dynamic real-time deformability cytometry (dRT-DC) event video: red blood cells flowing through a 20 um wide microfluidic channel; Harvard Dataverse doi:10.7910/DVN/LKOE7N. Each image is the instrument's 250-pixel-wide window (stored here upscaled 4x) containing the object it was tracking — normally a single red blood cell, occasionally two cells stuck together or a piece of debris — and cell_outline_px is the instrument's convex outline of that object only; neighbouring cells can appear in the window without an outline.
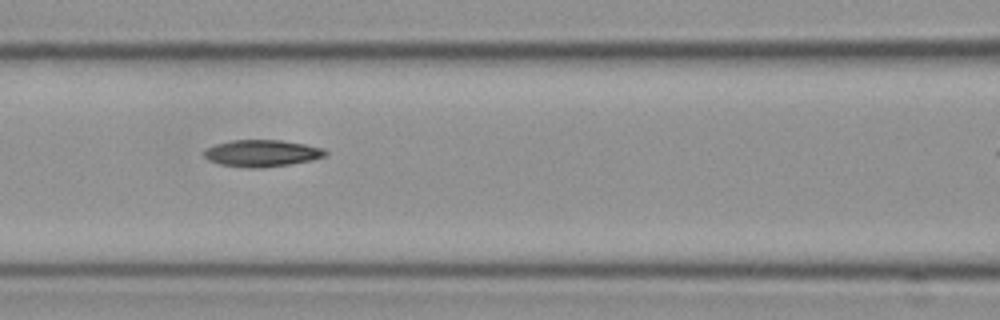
{"species": "Egyptian fruit bat (a non-hibernating species)", "species_latin": "Rousettus aegyptiacus", "temperature_condition": "cold", "stored_images_in_passage": 13, "camera_frame_rate_fps": 3000, "um_per_image_px": 0.085, "frame": {"image": 1, "passage_image": 6, "time_ms": 1.667, "image_size_px": [1000, 320], "cell_outline_px": [[328, 156], [312, 160], [292, 164], [260, 168], [248, 168], [220, 164], [208, 160], [204, 156], [204, 148], [216, 144], [232, 140], [280, 140], [304, 144], [324, 148], [328, 152]], "centroid_in_image_um": [22.28, 13.03], "position_along_channel_um": 144.3, "area_um2": 19.13}}
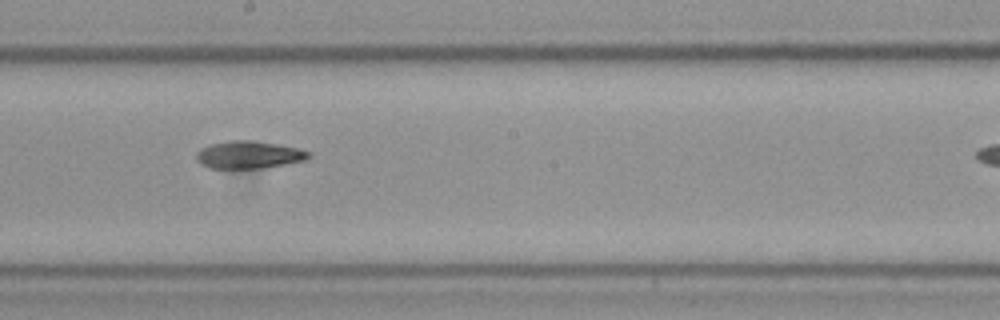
{"frame": {"image": 2, "passage_image": 8, "time_ms": 2.333, "image_size_px": [1000, 320], "cell_outline_px": [[312, 156], [304, 160], [264, 168], [208, 168], [200, 164], [196, 160], [196, 152], [200, 148], [208, 144], [228, 140], [256, 140], [300, 148], [312, 152]], "centroid_in_image_um": [21.14, 13.14], "position_along_channel_um": 227.1, "area_um2": 18.38}}
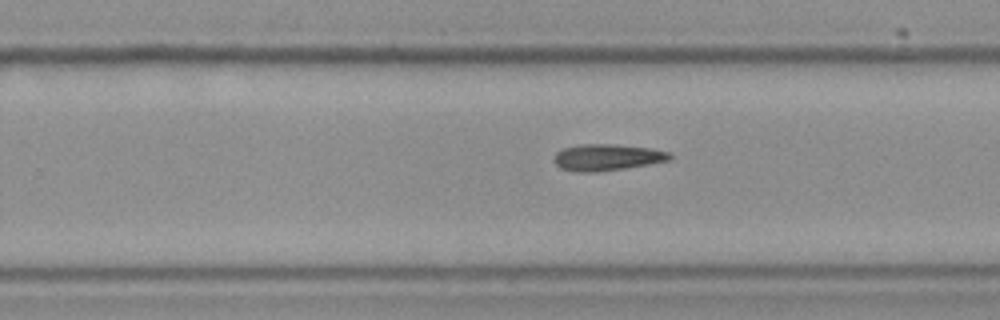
{"frame": {"image": 3, "passage_image": 10, "time_ms": 3.0, "image_size_px": [1000, 320], "cell_outline_px": [[672, 160], [600, 172], [576, 172], [560, 168], [552, 160], [556, 152], [564, 148], [580, 144], [612, 144], [648, 148], [672, 152]], "centroid_in_image_um": [51.59, 13.38], "position_along_channel_um": 278.2, "area_um2": 17.98}}